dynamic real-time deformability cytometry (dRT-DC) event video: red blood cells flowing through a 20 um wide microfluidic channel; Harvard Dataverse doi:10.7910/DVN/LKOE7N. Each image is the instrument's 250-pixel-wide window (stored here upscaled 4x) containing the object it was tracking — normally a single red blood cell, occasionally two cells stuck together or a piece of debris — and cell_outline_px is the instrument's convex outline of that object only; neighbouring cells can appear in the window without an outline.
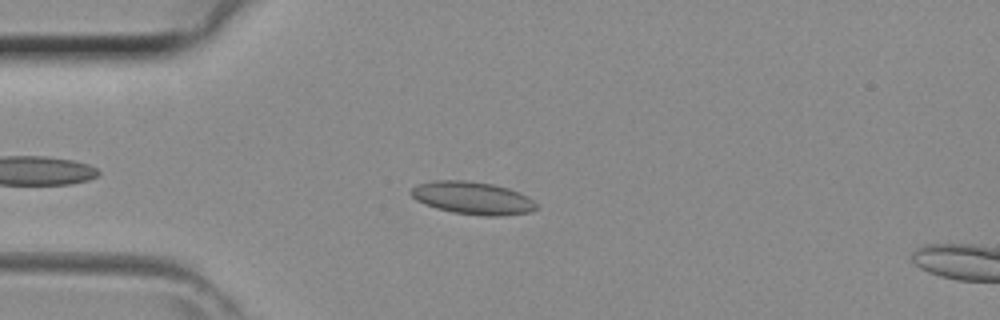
{"species": "common noctule bat (a hibernating species)", "species_latin": "Nyctalus noctula", "temperature_condition": "room temperature", "stored_images_in_passage": 35, "camera_frame_rate_fps": 3000, "um_per_image_px": 0.085, "animal": {"sex": "female", "body_mass_g": 29.2, "forearm_length_mm": 56.3}, "frame": {"image": 1, "passage_image": 6, "time_ms": 1.667, "image_size_px": [1000, 320], "cell_outline_px": [[540, 208], [532, 212], [500, 216], [484, 216], [452, 212], [436, 208], [416, 200], [408, 192], [416, 184], [432, 180], [464, 180], [492, 184], [508, 188], [520, 192], [528, 196]], "centroid_in_image_um": [40.18, 16.83], "position_along_channel_um": 44.8, "area_um2": 24.1}}
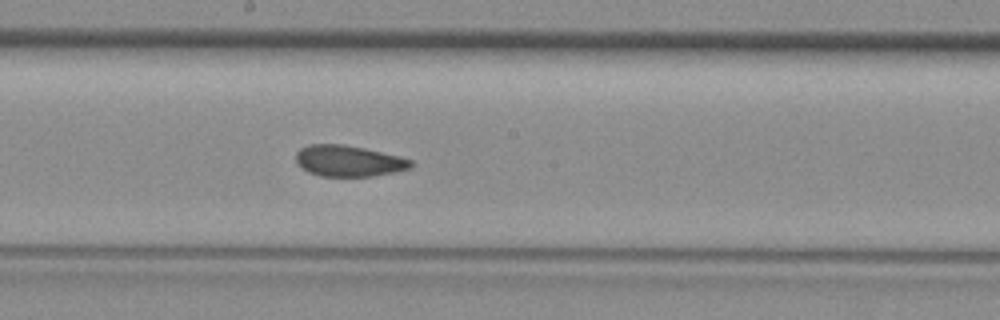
{"frame": {"image": 2, "passage_image": 18, "time_ms": 5.667, "image_size_px": [1000, 320], "cell_outline_px": [[412, 168], [396, 172], [372, 176], [320, 176], [308, 172], [300, 168], [296, 164], [296, 152], [300, 148], [308, 144], [344, 144], [364, 148], [412, 160]], "centroid_in_image_um": [29.58, 13.68], "position_along_channel_um": 218.6, "area_um2": 20.92}}
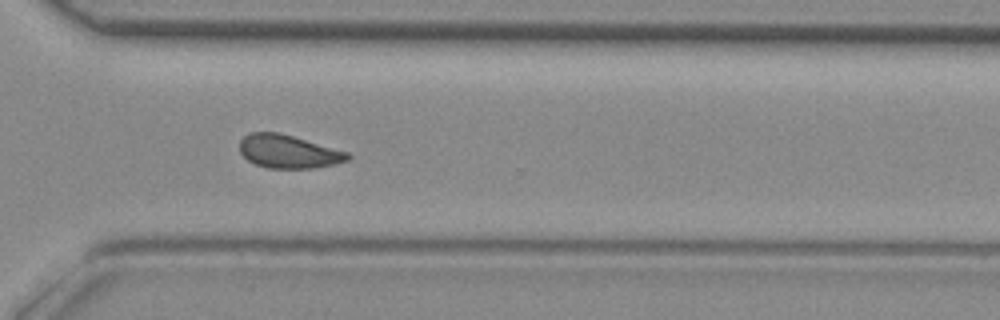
{"frame": {"image": 3, "passage_image": 26, "time_ms": 8.333, "image_size_px": [1000, 320], "cell_outline_px": [[352, 156], [348, 160], [332, 164], [312, 168], [268, 168], [256, 164], [248, 160], [240, 152], [240, 140], [244, 136], [252, 132], [280, 132], [348, 152]], "centroid_in_image_um": [24.5, 12.87], "position_along_channel_um": 346.1, "area_um2": 20.81}}